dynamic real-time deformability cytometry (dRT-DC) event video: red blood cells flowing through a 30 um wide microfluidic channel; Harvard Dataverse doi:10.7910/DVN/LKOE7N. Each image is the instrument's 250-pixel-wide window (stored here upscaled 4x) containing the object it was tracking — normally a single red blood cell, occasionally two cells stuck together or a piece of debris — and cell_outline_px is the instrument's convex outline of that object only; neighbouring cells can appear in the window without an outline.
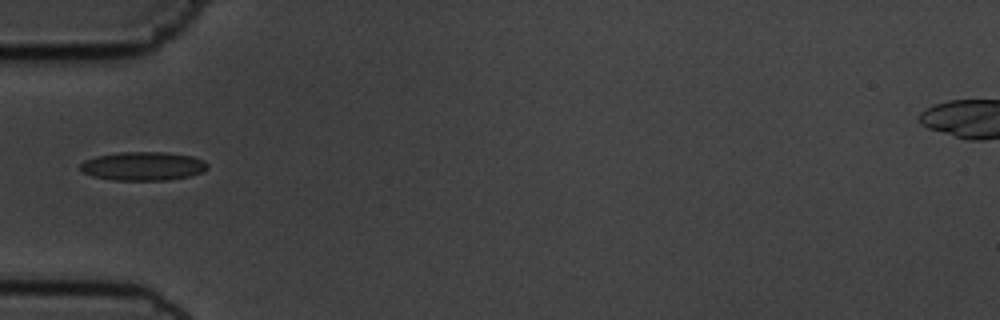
{"species": "common noctule bat (a hibernating species)", "species_latin": "Nyctalus noctula", "temperature_condition": "cold", "stored_images_in_passage": 38, "camera_frame_rate_fps": 3000, "um_per_image_px": 0.085, "animal": {"sex": "male", "body_mass_g": 19.5, "forearm_length_mm": 54.6}, "frame": {"image": 1, "passage_image": 1, "time_ms": 0.0, "image_size_px": [1000, 320], "cell_outline_px": [[208, 168], [204, 172], [192, 176], [168, 180], [112, 180], [92, 176], [84, 172], [80, 168], [80, 164], [84, 160], [96, 156], [120, 152], [168, 152], [192, 156], [204, 160], [208, 164]], "centroid_in_image_um": [12.2, 14.12], "position_along_channel_um": 72.8, "area_um2": 21.5}}
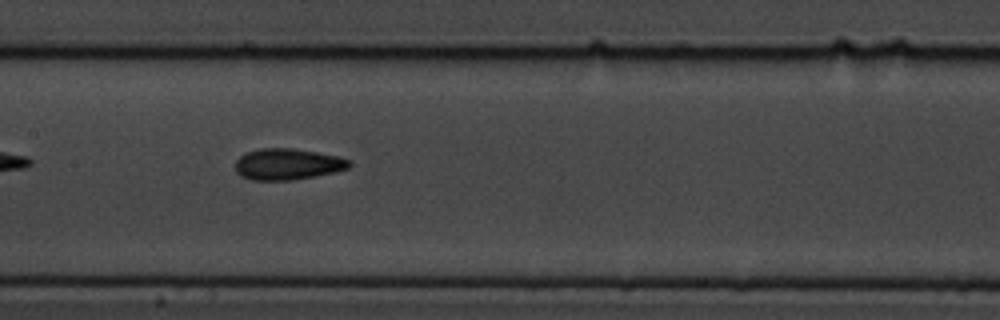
{"frame": {"image": 2, "passage_image": 10, "time_ms": 3.0, "image_size_px": [1000, 320], "cell_outline_px": [[352, 164], [348, 168], [336, 172], [316, 176], [292, 180], [252, 180], [240, 176], [236, 172], [236, 160], [244, 152], [260, 148], [292, 148], [340, 156], [352, 160]], "centroid_in_image_um": [24.46, 13.95], "position_along_channel_um": 182.9, "area_um2": 21.04}}
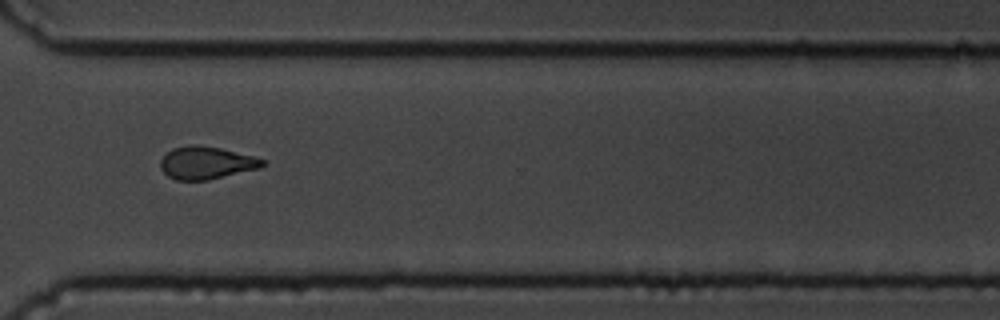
{"frame": {"image": 3, "passage_image": 24, "time_ms": 7.667, "image_size_px": [1000, 320], "cell_outline_px": [[268, 164], [260, 168], [208, 180], [176, 180], [168, 176], [160, 168], [160, 160], [172, 148], [188, 144], [196, 144], [220, 148], [252, 156], [264, 160]], "centroid_in_image_um": [17.53, 13.84], "position_along_channel_um": 353.1, "area_um2": 19.42}, "authors_computed_cell_mechanics": {"area_um2": 19.7098, "velocity_mm_per_s": 3.6453, "shape_relaxation_time_tau1_ms": 5.3872, "shape_relaxation_time_tau2_ms": 2.2107, "deformation_change_tau1": 0.1257, "deformation_change_tau2": 0.0761}}